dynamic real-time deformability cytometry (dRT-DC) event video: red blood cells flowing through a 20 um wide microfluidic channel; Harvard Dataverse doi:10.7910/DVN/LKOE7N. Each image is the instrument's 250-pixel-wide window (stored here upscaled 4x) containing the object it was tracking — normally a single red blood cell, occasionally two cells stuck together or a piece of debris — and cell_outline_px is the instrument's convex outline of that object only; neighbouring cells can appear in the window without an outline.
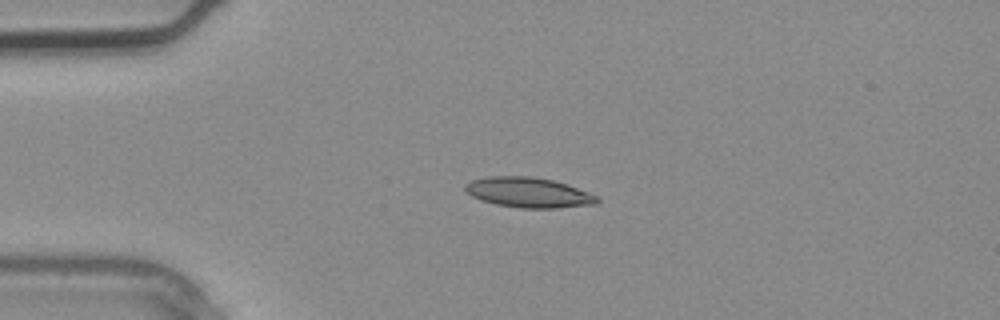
{"species": "common noctule bat (a hibernating species)", "species_latin": "Nyctalus noctula", "temperature_condition": "warm", "stored_images_in_passage": 4, "camera_frame_rate_fps": 3000, "um_per_image_px": 0.085, "animal": {"sex": "male", "body_mass_g": 20.4}, "frame": {"image": 1, "passage_image": 3, "time_ms": 0.667, "image_size_px": [1000, 320], "cell_outline_px": [[600, 200], [596, 204], [556, 208], [520, 208], [496, 204], [480, 200], [472, 196], [464, 188], [464, 184], [472, 180], [488, 176], [532, 176], [552, 180], [568, 184], [600, 196]], "centroid_in_image_um": [44.96, 16.36], "position_along_channel_um": 40.0, "area_um2": 23.35}}
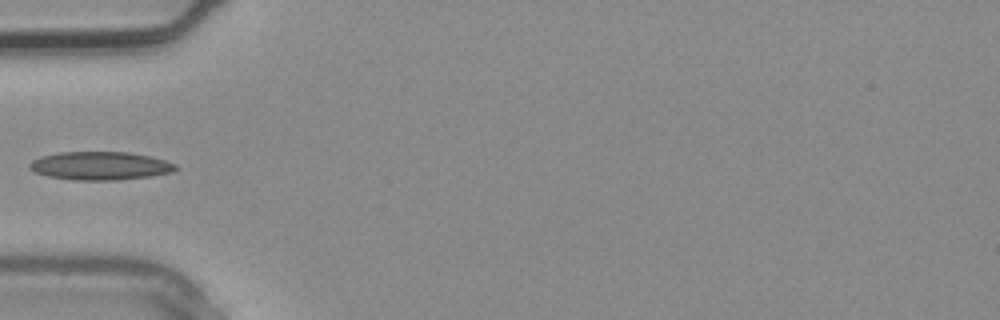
{"frame": {"image": 2, "passage_image": 4, "time_ms": 1.0, "image_size_px": [1000, 320], "cell_outline_px": [[180, 168], [172, 172], [152, 176], [116, 180], [76, 180], [48, 176], [36, 172], [28, 168], [28, 164], [32, 160], [40, 156], [60, 152], [128, 152], [148, 156], [164, 160], [176, 164]], "centroid_in_image_um": [8.52, 14.09], "position_along_channel_um": 76.5, "area_um2": 24.1}}